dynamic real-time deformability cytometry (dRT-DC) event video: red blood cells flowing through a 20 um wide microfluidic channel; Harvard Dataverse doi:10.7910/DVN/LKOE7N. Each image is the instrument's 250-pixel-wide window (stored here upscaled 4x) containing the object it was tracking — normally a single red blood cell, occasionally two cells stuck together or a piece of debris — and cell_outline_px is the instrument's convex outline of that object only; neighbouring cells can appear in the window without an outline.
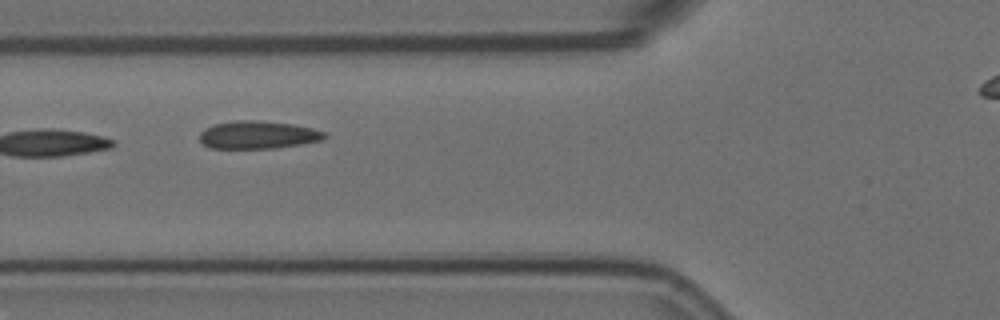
{"species": "Egyptian fruit bat (a non-hibernating species)", "species_latin": "Rousettus aegyptiacus", "temperature_condition": "room temperature", "stored_images_in_passage": 10, "camera_frame_rate_fps": 3000, "um_per_image_px": 0.085, "animal": {"sex": "female"}, "frame": {"image": 1, "passage_image": 2, "time_ms": 0.333, "image_size_px": [1000, 320], "cell_outline_px": [[328, 136], [324, 140], [300, 144], [272, 148], [212, 148], [204, 144], [200, 140], [200, 132], [204, 128], [212, 124], [236, 120], [256, 120], [296, 124], [312, 128], [324, 132]], "centroid_in_image_um": [21.93, 11.45], "position_along_channel_um": 103.9, "area_um2": 20.35}}
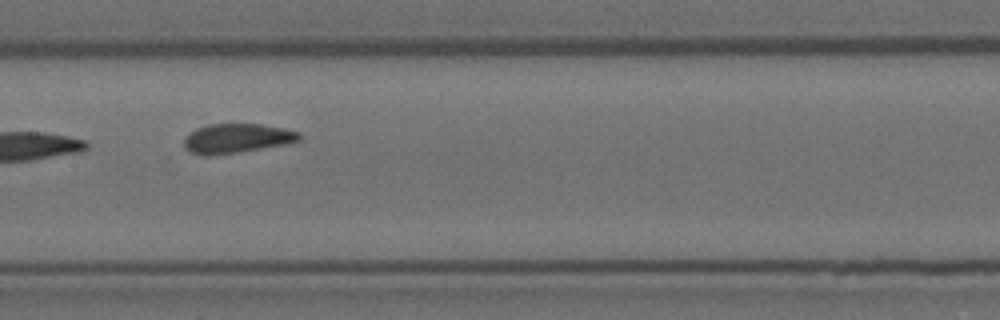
{"frame": {"image": 2, "passage_image": 4, "time_ms": 1.0, "image_size_px": [1000, 320], "cell_outline_px": [[300, 140], [284, 144], [236, 152], [208, 156], [204, 156], [192, 152], [184, 148], [184, 140], [196, 128], [212, 124], [260, 124], [284, 128], [300, 132]], "centroid_in_image_um": [20.13, 11.75], "position_along_channel_um": 187.3, "area_um2": 19.36}}
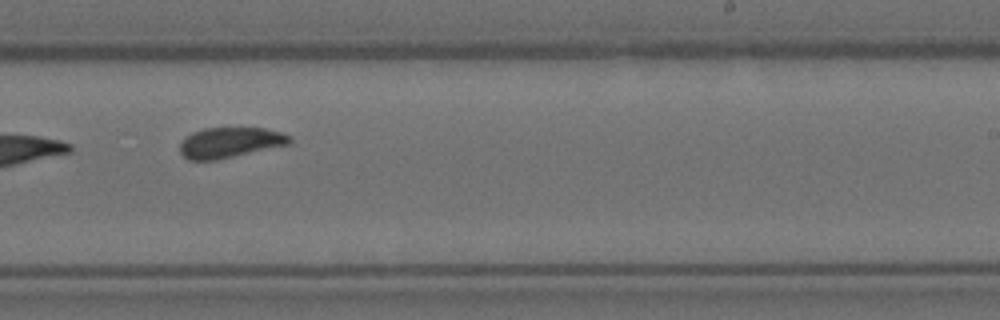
{"frame": {"image": 3, "passage_image": 6, "time_ms": 1.667, "image_size_px": [1000, 320], "cell_outline_px": [[292, 144], [220, 160], [188, 160], [180, 152], [180, 144], [184, 136], [192, 132], [204, 128], [264, 128], [280, 132], [292, 136]], "centroid_in_image_um": [19.57, 12.12], "position_along_channel_um": 269.4, "area_um2": 19.88}}